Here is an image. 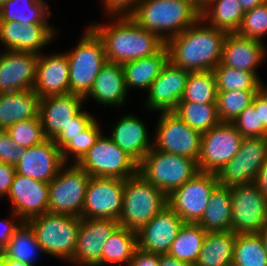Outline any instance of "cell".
Masks as SVG:
<instances>
[{"mask_svg":"<svg viewBox=\"0 0 267 266\" xmlns=\"http://www.w3.org/2000/svg\"><path fill=\"white\" fill-rule=\"evenodd\" d=\"M109 18L112 23L89 25L103 42L107 62L123 64L149 57L166 45L157 34L145 30L128 15Z\"/></svg>","mask_w":267,"mask_h":266,"instance_id":"1","label":"cell"},{"mask_svg":"<svg viewBox=\"0 0 267 266\" xmlns=\"http://www.w3.org/2000/svg\"><path fill=\"white\" fill-rule=\"evenodd\" d=\"M227 34L200 18L166 42L169 60L189 72L213 71L221 62Z\"/></svg>","mask_w":267,"mask_h":266,"instance_id":"2","label":"cell"},{"mask_svg":"<svg viewBox=\"0 0 267 266\" xmlns=\"http://www.w3.org/2000/svg\"><path fill=\"white\" fill-rule=\"evenodd\" d=\"M128 16L166 43L196 23L201 13L190 0H141Z\"/></svg>","mask_w":267,"mask_h":266,"instance_id":"3","label":"cell"},{"mask_svg":"<svg viewBox=\"0 0 267 266\" xmlns=\"http://www.w3.org/2000/svg\"><path fill=\"white\" fill-rule=\"evenodd\" d=\"M165 206L167 195L137 173L125 179L119 226L138 232Z\"/></svg>","mask_w":267,"mask_h":266,"instance_id":"4","label":"cell"},{"mask_svg":"<svg viewBox=\"0 0 267 266\" xmlns=\"http://www.w3.org/2000/svg\"><path fill=\"white\" fill-rule=\"evenodd\" d=\"M27 223L35 232L45 254L71 262L77 243L81 218L68 214L44 213Z\"/></svg>","mask_w":267,"mask_h":266,"instance_id":"5","label":"cell"},{"mask_svg":"<svg viewBox=\"0 0 267 266\" xmlns=\"http://www.w3.org/2000/svg\"><path fill=\"white\" fill-rule=\"evenodd\" d=\"M65 53L69 62V93L85 97L107 63L103 42L88 26L76 47Z\"/></svg>","mask_w":267,"mask_h":266,"instance_id":"6","label":"cell"},{"mask_svg":"<svg viewBox=\"0 0 267 266\" xmlns=\"http://www.w3.org/2000/svg\"><path fill=\"white\" fill-rule=\"evenodd\" d=\"M198 171L194 159L154 148L138 164V173L166 195L189 181Z\"/></svg>","mask_w":267,"mask_h":266,"instance_id":"7","label":"cell"},{"mask_svg":"<svg viewBox=\"0 0 267 266\" xmlns=\"http://www.w3.org/2000/svg\"><path fill=\"white\" fill-rule=\"evenodd\" d=\"M89 180L90 175L78 164L65 163L49 182V213L82 218Z\"/></svg>","mask_w":267,"mask_h":266,"instance_id":"8","label":"cell"},{"mask_svg":"<svg viewBox=\"0 0 267 266\" xmlns=\"http://www.w3.org/2000/svg\"><path fill=\"white\" fill-rule=\"evenodd\" d=\"M77 164L90 177L125 180L138 173V164L103 133Z\"/></svg>","mask_w":267,"mask_h":266,"instance_id":"9","label":"cell"},{"mask_svg":"<svg viewBox=\"0 0 267 266\" xmlns=\"http://www.w3.org/2000/svg\"><path fill=\"white\" fill-rule=\"evenodd\" d=\"M218 185L216 174L198 171L189 181L167 195V205L184 223L197 224L211 193Z\"/></svg>","mask_w":267,"mask_h":266,"instance_id":"10","label":"cell"},{"mask_svg":"<svg viewBox=\"0 0 267 266\" xmlns=\"http://www.w3.org/2000/svg\"><path fill=\"white\" fill-rule=\"evenodd\" d=\"M244 137L232 122H220L201 136L199 171L217 174L240 148Z\"/></svg>","mask_w":267,"mask_h":266,"instance_id":"11","label":"cell"},{"mask_svg":"<svg viewBox=\"0 0 267 266\" xmlns=\"http://www.w3.org/2000/svg\"><path fill=\"white\" fill-rule=\"evenodd\" d=\"M231 231L235 234L259 233L267 224V198L253 183L230 187Z\"/></svg>","mask_w":267,"mask_h":266,"instance_id":"12","label":"cell"},{"mask_svg":"<svg viewBox=\"0 0 267 266\" xmlns=\"http://www.w3.org/2000/svg\"><path fill=\"white\" fill-rule=\"evenodd\" d=\"M154 132L153 148L155 150L186 156L197 162L202 134L173 112H160Z\"/></svg>","mask_w":267,"mask_h":266,"instance_id":"13","label":"cell"},{"mask_svg":"<svg viewBox=\"0 0 267 266\" xmlns=\"http://www.w3.org/2000/svg\"><path fill=\"white\" fill-rule=\"evenodd\" d=\"M267 160V137H244L237 155L216 175L221 186L253 183Z\"/></svg>","mask_w":267,"mask_h":266,"instance_id":"14","label":"cell"},{"mask_svg":"<svg viewBox=\"0 0 267 266\" xmlns=\"http://www.w3.org/2000/svg\"><path fill=\"white\" fill-rule=\"evenodd\" d=\"M125 180L90 177L86 188L82 218L119 220Z\"/></svg>","mask_w":267,"mask_h":266,"instance_id":"15","label":"cell"},{"mask_svg":"<svg viewBox=\"0 0 267 266\" xmlns=\"http://www.w3.org/2000/svg\"><path fill=\"white\" fill-rule=\"evenodd\" d=\"M119 227L117 220L81 218L76 249L71 260L75 266H102V249Z\"/></svg>","mask_w":267,"mask_h":266,"instance_id":"16","label":"cell"},{"mask_svg":"<svg viewBox=\"0 0 267 266\" xmlns=\"http://www.w3.org/2000/svg\"><path fill=\"white\" fill-rule=\"evenodd\" d=\"M7 198L23 222L49 212V183L16 173Z\"/></svg>","mask_w":267,"mask_h":266,"instance_id":"17","label":"cell"},{"mask_svg":"<svg viewBox=\"0 0 267 266\" xmlns=\"http://www.w3.org/2000/svg\"><path fill=\"white\" fill-rule=\"evenodd\" d=\"M189 73L168 60L147 91L145 108L157 113L173 112L182 99Z\"/></svg>","mask_w":267,"mask_h":266,"instance_id":"18","label":"cell"},{"mask_svg":"<svg viewBox=\"0 0 267 266\" xmlns=\"http://www.w3.org/2000/svg\"><path fill=\"white\" fill-rule=\"evenodd\" d=\"M58 31L50 23L16 21L0 22V42L6 50L41 54V49L50 45Z\"/></svg>","mask_w":267,"mask_h":266,"instance_id":"19","label":"cell"},{"mask_svg":"<svg viewBox=\"0 0 267 266\" xmlns=\"http://www.w3.org/2000/svg\"><path fill=\"white\" fill-rule=\"evenodd\" d=\"M39 55L5 50L0 53V94L33 89Z\"/></svg>","mask_w":267,"mask_h":266,"instance_id":"20","label":"cell"},{"mask_svg":"<svg viewBox=\"0 0 267 266\" xmlns=\"http://www.w3.org/2000/svg\"><path fill=\"white\" fill-rule=\"evenodd\" d=\"M184 221L168 205L165 206L137 234V248L158 254H167Z\"/></svg>","mask_w":267,"mask_h":266,"instance_id":"21","label":"cell"},{"mask_svg":"<svg viewBox=\"0 0 267 266\" xmlns=\"http://www.w3.org/2000/svg\"><path fill=\"white\" fill-rule=\"evenodd\" d=\"M61 149L52 139L24 149L16 164V173L38 181L49 183L64 165Z\"/></svg>","mask_w":267,"mask_h":266,"instance_id":"22","label":"cell"},{"mask_svg":"<svg viewBox=\"0 0 267 266\" xmlns=\"http://www.w3.org/2000/svg\"><path fill=\"white\" fill-rule=\"evenodd\" d=\"M84 97L78 94L53 95L39 101V118L46 139H54L82 110Z\"/></svg>","mask_w":267,"mask_h":266,"instance_id":"23","label":"cell"},{"mask_svg":"<svg viewBox=\"0 0 267 266\" xmlns=\"http://www.w3.org/2000/svg\"><path fill=\"white\" fill-rule=\"evenodd\" d=\"M33 90L40 99L69 93V62L65 51L39 54Z\"/></svg>","mask_w":267,"mask_h":266,"instance_id":"24","label":"cell"},{"mask_svg":"<svg viewBox=\"0 0 267 266\" xmlns=\"http://www.w3.org/2000/svg\"><path fill=\"white\" fill-rule=\"evenodd\" d=\"M264 42L245 38L236 33H228L222 51L223 65L252 72L260 81L257 67L267 57V46Z\"/></svg>","mask_w":267,"mask_h":266,"instance_id":"25","label":"cell"},{"mask_svg":"<svg viewBox=\"0 0 267 266\" xmlns=\"http://www.w3.org/2000/svg\"><path fill=\"white\" fill-rule=\"evenodd\" d=\"M144 124L135 114H127L116 121L109 135L137 164L153 148V137L149 138L148 129Z\"/></svg>","mask_w":267,"mask_h":266,"instance_id":"26","label":"cell"},{"mask_svg":"<svg viewBox=\"0 0 267 266\" xmlns=\"http://www.w3.org/2000/svg\"><path fill=\"white\" fill-rule=\"evenodd\" d=\"M128 93L122 64L107 62L84 100L92 98L97 104L117 108L123 106Z\"/></svg>","mask_w":267,"mask_h":266,"instance_id":"27","label":"cell"},{"mask_svg":"<svg viewBox=\"0 0 267 266\" xmlns=\"http://www.w3.org/2000/svg\"><path fill=\"white\" fill-rule=\"evenodd\" d=\"M40 98L33 89L0 94V130L15 123L36 118Z\"/></svg>","mask_w":267,"mask_h":266,"instance_id":"28","label":"cell"},{"mask_svg":"<svg viewBox=\"0 0 267 266\" xmlns=\"http://www.w3.org/2000/svg\"><path fill=\"white\" fill-rule=\"evenodd\" d=\"M168 60L169 51L165 45L158 53L152 56L123 63L127 91H130V88L148 91Z\"/></svg>","mask_w":267,"mask_h":266,"instance_id":"29","label":"cell"},{"mask_svg":"<svg viewBox=\"0 0 267 266\" xmlns=\"http://www.w3.org/2000/svg\"><path fill=\"white\" fill-rule=\"evenodd\" d=\"M230 187L218 185L210 195L203 216L197 223L206 232L231 231Z\"/></svg>","mask_w":267,"mask_h":266,"instance_id":"30","label":"cell"},{"mask_svg":"<svg viewBox=\"0 0 267 266\" xmlns=\"http://www.w3.org/2000/svg\"><path fill=\"white\" fill-rule=\"evenodd\" d=\"M235 241L232 231L207 232L194 266H232Z\"/></svg>","mask_w":267,"mask_h":266,"instance_id":"31","label":"cell"},{"mask_svg":"<svg viewBox=\"0 0 267 266\" xmlns=\"http://www.w3.org/2000/svg\"><path fill=\"white\" fill-rule=\"evenodd\" d=\"M48 7L44 0H7L0 5V22L50 23Z\"/></svg>","mask_w":267,"mask_h":266,"instance_id":"32","label":"cell"},{"mask_svg":"<svg viewBox=\"0 0 267 266\" xmlns=\"http://www.w3.org/2000/svg\"><path fill=\"white\" fill-rule=\"evenodd\" d=\"M244 13L238 0H213L201 12V18L211 27L236 33Z\"/></svg>","mask_w":267,"mask_h":266,"instance_id":"33","label":"cell"},{"mask_svg":"<svg viewBox=\"0 0 267 266\" xmlns=\"http://www.w3.org/2000/svg\"><path fill=\"white\" fill-rule=\"evenodd\" d=\"M136 249V232L119 226L103 245L102 266H128Z\"/></svg>","mask_w":267,"mask_h":266,"instance_id":"34","label":"cell"},{"mask_svg":"<svg viewBox=\"0 0 267 266\" xmlns=\"http://www.w3.org/2000/svg\"><path fill=\"white\" fill-rule=\"evenodd\" d=\"M40 253H44L37 242L35 232L27 222H23L9 239L5 247L3 256L35 266L36 258Z\"/></svg>","mask_w":267,"mask_h":266,"instance_id":"35","label":"cell"},{"mask_svg":"<svg viewBox=\"0 0 267 266\" xmlns=\"http://www.w3.org/2000/svg\"><path fill=\"white\" fill-rule=\"evenodd\" d=\"M207 232L198 224L184 223L168 252L170 256L194 266Z\"/></svg>","mask_w":267,"mask_h":266,"instance_id":"36","label":"cell"},{"mask_svg":"<svg viewBox=\"0 0 267 266\" xmlns=\"http://www.w3.org/2000/svg\"><path fill=\"white\" fill-rule=\"evenodd\" d=\"M232 266H267V252L260 233L236 234Z\"/></svg>","mask_w":267,"mask_h":266,"instance_id":"37","label":"cell"},{"mask_svg":"<svg viewBox=\"0 0 267 266\" xmlns=\"http://www.w3.org/2000/svg\"><path fill=\"white\" fill-rule=\"evenodd\" d=\"M173 113L201 134L221 122L216 104L179 102Z\"/></svg>","mask_w":267,"mask_h":266,"instance_id":"38","label":"cell"},{"mask_svg":"<svg viewBox=\"0 0 267 266\" xmlns=\"http://www.w3.org/2000/svg\"><path fill=\"white\" fill-rule=\"evenodd\" d=\"M218 96L213 71L190 72L180 102L216 104Z\"/></svg>","mask_w":267,"mask_h":266,"instance_id":"39","label":"cell"},{"mask_svg":"<svg viewBox=\"0 0 267 266\" xmlns=\"http://www.w3.org/2000/svg\"><path fill=\"white\" fill-rule=\"evenodd\" d=\"M217 91H258L264 84L252 72L223 65L214 68Z\"/></svg>","mask_w":267,"mask_h":266,"instance_id":"40","label":"cell"},{"mask_svg":"<svg viewBox=\"0 0 267 266\" xmlns=\"http://www.w3.org/2000/svg\"><path fill=\"white\" fill-rule=\"evenodd\" d=\"M257 91H218L217 111L221 122H233L249 107Z\"/></svg>","mask_w":267,"mask_h":266,"instance_id":"41","label":"cell"},{"mask_svg":"<svg viewBox=\"0 0 267 266\" xmlns=\"http://www.w3.org/2000/svg\"><path fill=\"white\" fill-rule=\"evenodd\" d=\"M102 134L101 127L95 118L81 133L72 138L62 149L61 154L64 163H78L88 150L96 143ZM72 158H71V156Z\"/></svg>","mask_w":267,"mask_h":266,"instance_id":"42","label":"cell"},{"mask_svg":"<svg viewBox=\"0 0 267 266\" xmlns=\"http://www.w3.org/2000/svg\"><path fill=\"white\" fill-rule=\"evenodd\" d=\"M6 130L20 148L26 149L46 140L39 115L36 118L19 121Z\"/></svg>","mask_w":267,"mask_h":266,"instance_id":"43","label":"cell"},{"mask_svg":"<svg viewBox=\"0 0 267 266\" xmlns=\"http://www.w3.org/2000/svg\"><path fill=\"white\" fill-rule=\"evenodd\" d=\"M236 34L263 42L267 34V2L244 13Z\"/></svg>","mask_w":267,"mask_h":266,"instance_id":"44","label":"cell"},{"mask_svg":"<svg viewBox=\"0 0 267 266\" xmlns=\"http://www.w3.org/2000/svg\"><path fill=\"white\" fill-rule=\"evenodd\" d=\"M243 137H267V130L259 124L258 111L251 104L233 122Z\"/></svg>","mask_w":267,"mask_h":266,"instance_id":"45","label":"cell"},{"mask_svg":"<svg viewBox=\"0 0 267 266\" xmlns=\"http://www.w3.org/2000/svg\"><path fill=\"white\" fill-rule=\"evenodd\" d=\"M94 116L87 111L81 110L73 119L70 125L63 129L54 139L55 144L62 149L72 138L81 133L93 120Z\"/></svg>","mask_w":267,"mask_h":266,"instance_id":"46","label":"cell"},{"mask_svg":"<svg viewBox=\"0 0 267 266\" xmlns=\"http://www.w3.org/2000/svg\"><path fill=\"white\" fill-rule=\"evenodd\" d=\"M23 154L24 148L11 139L7 130H0V162L16 166Z\"/></svg>","mask_w":267,"mask_h":266,"instance_id":"47","label":"cell"},{"mask_svg":"<svg viewBox=\"0 0 267 266\" xmlns=\"http://www.w3.org/2000/svg\"><path fill=\"white\" fill-rule=\"evenodd\" d=\"M141 0H102L107 16L129 15Z\"/></svg>","mask_w":267,"mask_h":266,"instance_id":"48","label":"cell"},{"mask_svg":"<svg viewBox=\"0 0 267 266\" xmlns=\"http://www.w3.org/2000/svg\"><path fill=\"white\" fill-rule=\"evenodd\" d=\"M10 215H12V218L0 220V256L4 254L9 239L23 223L13 212Z\"/></svg>","mask_w":267,"mask_h":266,"instance_id":"49","label":"cell"},{"mask_svg":"<svg viewBox=\"0 0 267 266\" xmlns=\"http://www.w3.org/2000/svg\"><path fill=\"white\" fill-rule=\"evenodd\" d=\"M252 104L258 111L259 124L267 130V85H263L255 94Z\"/></svg>","mask_w":267,"mask_h":266,"instance_id":"50","label":"cell"},{"mask_svg":"<svg viewBox=\"0 0 267 266\" xmlns=\"http://www.w3.org/2000/svg\"><path fill=\"white\" fill-rule=\"evenodd\" d=\"M15 174L14 165L0 162V198L8 196Z\"/></svg>","mask_w":267,"mask_h":266,"instance_id":"51","label":"cell"},{"mask_svg":"<svg viewBox=\"0 0 267 266\" xmlns=\"http://www.w3.org/2000/svg\"><path fill=\"white\" fill-rule=\"evenodd\" d=\"M128 266H159V254L137 248Z\"/></svg>","mask_w":267,"mask_h":266,"instance_id":"52","label":"cell"},{"mask_svg":"<svg viewBox=\"0 0 267 266\" xmlns=\"http://www.w3.org/2000/svg\"><path fill=\"white\" fill-rule=\"evenodd\" d=\"M254 183L257 185V188L262 192V194L267 198V160L259 169Z\"/></svg>","mask_w":267,"mask_h":266,"instance_id":"53","label":"cell"},{"mask_svg":"<svg viewBox=\"0 0 267 266\" xmlns=\"http://www.w3.org/2000/svg\"><path fill=\"white\" fill-rule=\"evenodd\" d=\"M159 266H192L167 254H159Z\"/></svg>","mask_w":267,"mask_h":266,"instance_id":"54","label":"cell"},{"mask_svg":"<svg viewBox=\"0 0 267 266\" xmlns=\"http://www.w3.org/2000/svg\"><path fill=\"white\" fill-rule=\"evenodd\" d=\"M238 1L240 2L241 7H242L244 12H246L248 10H252L256 6H259V5L267 2V0H238Z\"/></svg>","mask_w":267,"mask_h":266,"instance_id":"55","label":"cell"},{"mask_svg":"<svg viewBox=\"0 0 267 266\" xmlns=\"http://www.w3.org/2000/svg\"><path fill=\"white\" fill-rule=\"evenodd\" d=\"M0 266H29L26 263L16 261L13 259H7L3 255L0 256Z\"/></svg>","mask_w":267,"mask_h":266,"instance_id":"56","label":"cell"},{"mask_svg":"<svg viewBox=\"0 0 267 266\" xmlns=\"http://www.w3.org/2000/svg\"><path fill=\"white\" fill-rule=\"evenodd\" d=\"M190 1L201 13L213 0H190Z\"/></svg>","mask_w":267,"mask_h":266,"instance_id":"57","label":"cell"},{"mask_svg":"<svg viewBox=\"0 0 267 266\" xmlns=\"http://www.w3.org/2000/svg\"><path fill=\"white\" fill-rule=\"evenodd\" d=\"M259 233L262 236L265 245V250L267 252V224L259 231Z\"/></svg>","mask_w":267,"mask_h":266,"instance_id":"58","label":"cell"},{"mask_svg":"<svg viewBox=\"0 0 267 266\" xmlns=\"http://www.w3.org/2000/svg\"><path fill=\"white\" fill-rule=\"evenodd\" d=\"M5 1H7V0H0V5H1L3 2H5Z\"/></svg>","mask_w":267,"mask_h":266,"instance_id":"59","label":"cell"}]
</instances>
